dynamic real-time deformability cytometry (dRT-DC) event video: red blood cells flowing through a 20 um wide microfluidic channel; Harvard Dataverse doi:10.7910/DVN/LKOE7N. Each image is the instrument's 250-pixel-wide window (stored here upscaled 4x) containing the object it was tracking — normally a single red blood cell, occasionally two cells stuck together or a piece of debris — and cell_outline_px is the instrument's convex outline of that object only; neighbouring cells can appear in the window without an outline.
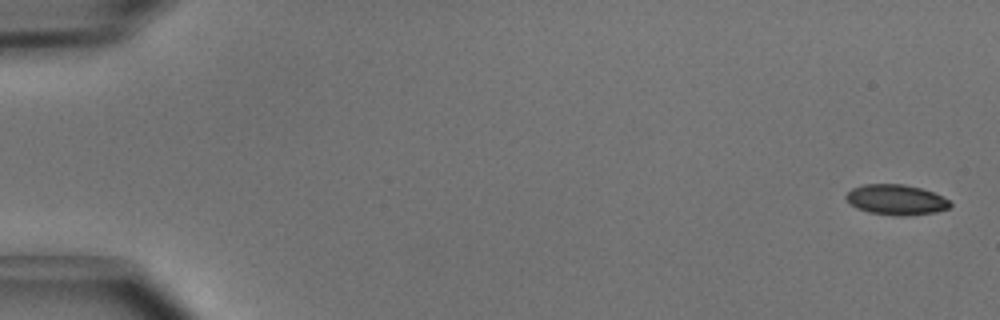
{"species": "common noctule bat (a hibernating species)", "species_latin": "Nyctalus noctula", "temperature_condition": "cold", "stored_images_in_passage": 5, "camera_frame_rate_fps": 3000, "um_per_image_px": 0.085, "animal": {"sex": "male", "body_mass_g": 15.6}, "frame": {"image": 1, "passage_image": 1, "time_ms": 0.0, "image_size_px": [1000, 320], "cell_outline_px": [[952, 204], [948, 208], [936, 212], [904, 216], [896, 216], [868, 212], [856, 208], [848, 204], [844, 196], [852, 188], [864, 184], [904, 184], [920, 188], [932, 192], [948, 200]], "centroid_in_image_um": [76.11, 16.98], "position_along_channel_um": 8.9, "area_um2": 18.44}}
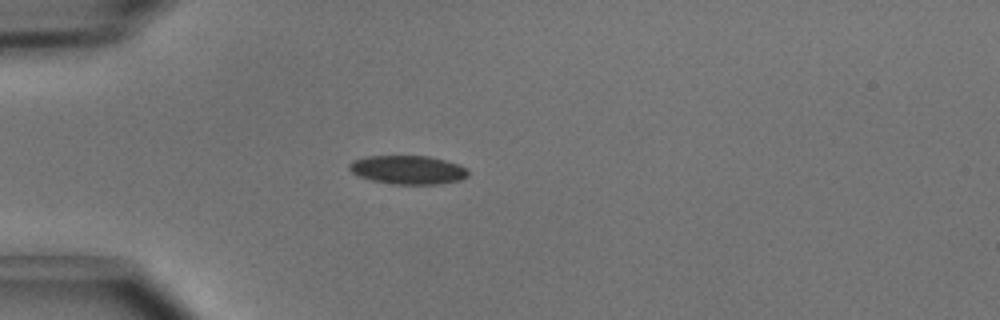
{"frame": {"image": 2, "passage_image": 4, "time_ms": 1.0, "image_size_px": [1000, 320], "cell_outline_px": [[468, 176], [460, 180], [440, 184], [392, 184], [372, 180], [360, 176], [352, 172], [348, 168], [348, 164], [352, 160], [368, 156], [428, 156], [444, 160], [468, 168]], "centroid_in_image_um": [34.67, 14.43], "position_along_channel_um": 50.3, "area_um2": 19.83}}